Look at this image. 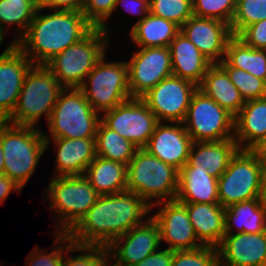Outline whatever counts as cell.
<instances>
[{
	"instance_id": "obj_36",
	"label": "cell",
	"mask_w": 266,
	"mask_h": 266,
	"mask_svg": "<svg viewBox=\"0 0 266 266\" xmlns=\"http://www.w3.org/2000/svg\"><path fill=\"white\" fill-rule=\"evenodd\" d=\"M149 12L181 27L193 16L192 0H149Z\"/></svg>"
},
{
	"instance_id": "obj_20",
	"label": "cell",
	"mask_w": 266,
	"mask_h": 266,
	"mask_svg": "<svg viewBox=\"0 0 266 266\" xmlns=\"http://www.w3.org/2000/svg\"><path fill=\"white\" fill-rule=\"evenodd\" d=\"M217 250L223 266H266V231L225 234Z\"/></svg>"
},
{
	"instance_id": "obj_7",
	"label": "cell",
	"mask_w": 266,
	"mask_h": 266,
	"mask_svg": "<svg viewBox=\"0 0 266 266\" xmlns=\"http://www.w3.org/2000/svg\"><path fill=\"white\" fill-rule=\"evenodd\" d=\"M51 179L46 191L48 199L44 201L50 200V209L58 213L56 233H68L96 203L100 194L84 175L52 176Z\"/></svg>"
},
{
	"instance_id": "obj_37",
	"label": "cell",
	"mask_w": 266,
	"mask_h": 266,
	"mask_svg": "<svg viewBox=\"0 0 266 266\" xmlns=\"http://www.w3.org/2000/svg\"><path fill=\"white\" fill-rule=\"evenodd\" d=\"M245 101L266 97V82L242 69L222 67Z\"/></svg>"
},
{
	"instance_id": "obj_28",
	"label": "cell",
	"mask_w": 266,
	"mask_h": 266,
	"mask_svg": "<svg viewBox=\"0 0 266 266\" xmlns=\"http://www.w3.org/2000/svg\"><path fill=\"white\" fill-rule=\"evenodd\" d=\"M224 223L225 234H232L236 228V233H263L266 231V204L260 198L232 204L225 208Z\"/></svg>"
},
{
	"instance_id": "obj_40",
	"label": "cell",
	"mask_w": 266,
	"mask_h": 266,
	"mask_svg": "<svg viewBox=\"0 0 266 266\" xmlns=\"http://www.w3.org/2000/svg\"><path fill=\"white\" fill-rule=\"evenodd\" d=\"M115 3L116 0H84L81 11L94 27H99L109 34L106 23L114 13Z\"/></svg>"
},
{
	"instance_id": "obj_15",
	"label": "cell",
	"mask_w": 266,
	"mask_h": 266,
	"mask_svg": "<svg viewBox=\"0 0 266 266\" xmlns=\"http://www.w3.org/2000/svg\"><path fill=\"white\" fill-rule=\"evenodd\" d=\"M162 206L151 215L160 229V243H167L169 250H192L203 246L189 220L187 206L179 201H163L151 206Z\"/></svg>"
},
{
	"instance_id": "obj_49",
	"label": "cell",
	"mask_w": 266,
	"mask_h": 266,
	"mask_svg": "<svg viewBox=\"0 0 266 266\" xmlns=\"http://www.w3.org/2000/svg\"><path fill=\"white\" fill-rule=\"evenodd\" d=\"M0 174H4V154L0 146Z\"/></svg>"
},
{
	"instance_id": "obj_12",
	"label": "cell",
	"mask_w": 266,
	"mask_h": 266,
	"mask_svg": "<svg viewBox=\"0 0 266 266\" xmlns=\"http://www.w3.org/2000/svg\"><path fill=\"white\" fill-rule=\"evenodd\" d=\"M101 122L142 149L154 133L158 120L141 98H131L104 112Z\"/></svg>"
},
{
	"instance_id": "obj_11",
	"label": "cell",
	"mask_w": 266,
	"mask_h": 266,
	"mask_svg": "<svg viewBox=\"0 0 266 266\" xmlns=\"http://www.w3.org/2000/svg\"><path fill=\"white\" fill-rule=\"evenodd\" d=\"M183 125L193 142L234 139V116L199 89L191 98Z\"/></svg>"
},
{
	"instance_id": "obj_6",
	"label": "cell",
	"mask_w": 266,
	"mask_h": 266,
	"mask_svg": "<svg viewBox=\"0 0 266 266\" xmlns=\"http://www.w3.org/2000/svg\"><path fill=\"white\" fill-rule=\"evenodd\" d=\"M63 89L45 65H33L25 76L17 105L6 121L14 125L37 127V121L43 115L48 123Z\"/></svg>"
},
{
	"instance_id": "obj_26",
	"label": "cell",
	"mask_w": 266,
	"mask_h": 266,
	"mask_svg": "<svg viewBox=\"0 0 266 266\" xmlns=\"http://www.w3.org/2000/svg\"><path fill=\"white\" fill-rule=\"evenodd\" d=\"M176 200L181 203H219L218 179L207 169L182 167Z\"/></svg>"
},
{
	"instance_id": "obj_43",
	"label": "cell",
	"mask_w": 266,
	"mask_h": 266,
	"mask_svg": "<svg viewBox=\"0 0 266 266\" xmlns=\"http://www.w3.org/2000/svg\"><path fill=\"white\" fill-rule=\"evenodd\" d=\"M39 9L81 11L84 0H36Z\"/></svg>"
},
{
	"instance_id": "obj_38",
	"label": "cell",
	"mask_w": 266,
	"mask_h": 266,
	"mask_svg": "<svg viewBox=\"0 0 266 266\" xmlns=\"http://www.w3.org/2000/svg\"><path fill=\"white\" fill-rule=\"evenodd\" d=\"M237 0H192L193 16L212 18L231 25Z\"/></svg>"
},
{
	"instance_id": "obj_32",
	"label": "cell",
	"mask_w": 266,
	"mask_h": 266,
	"mask_svg": "<svg viewBox=\"0 0 266 266\" xmlns=\"http://www.w3.org/2000/svg\"><path fill=\"white\" fill-rule=\"evenodd\" d=\"M37 9L36 0H0V30L6 35L7 26L17 25L15 44L26 33Z\"/></svg>"
},
{
	"instance_id": "obj_2",
	"label": "cell",
	"mask_w": 266,
	"mask_h": 266,
	"mask_svg": "<svg viewBox=\"0 0 266 266\" xmlns=\"http://www.w3.org/2000/svg\"><path fill=\"white\" fill-rule=\"evenodd\" d=\"M50 11L42 15L38 8L26 33L15 43L34 65H45L94 28L82 11Z\"/></svg>"
},
{
	"instance_id": "obj_23",
	"label": "cell",
	"mask_w": 266,
	"mask_h": 266,
	"mask_svg": "<svg viewBox=\"0 0 266 266\" xmlns=\"http://www.w3.org/2000/svg\"><path fill=\"white\" fill-rule=\"evenodd\" d=\"M238 150V144L234 139L193 142L188 162L183 167L207 169L209 175L218 179L225 172L231 158Z\"/></svg>"
},
{
	"instance_id": "obj_16",
	"label": "cell",
	"mask_w": 266,
	"mask_h": 266,
	"mask_svg": "<svg viewBox=\"0 0 266 266\" xmlns=\"http://www.w3.org/2000/svg\"><path fill=\"white\" fill-rule=\"evenodd\" d=\"M160 244L159 226L152 216H149L145 222L116 238L107 248L111 259L118 265L135 266L157 251Z\"/></svg>"
},
{
	"instance_id": "obj_44",
	"label": "cell",
	"mask_w": 266,
	"mask_h": 266,
	"mask_svg": "<svg viewBox=\"0 0 266 266\" xmlns=\"http://www.w3.org/2000/svg\"><path fill=\"white\" fill-rule=\"evenodd\" d=\"M120 4L129 14L141 16L135 23L142 21L149 13V0H116L114 12Z\"/></svg>"
},
{
	"instance_id": "obj_24",
	"label": "cell",
	"mask_w": 266,
	"mask_h": 266,
	"mask_svg": "<svg viewBox=\"0 0 266 266\" xmlns=\"http://www.w3.org/2000/svg\"><path fill=\"white\" fill-rule=\"evenodd\" d=\"M198 240L217 247L225 235V208L219 203H183Z\"/></svg>"
},
{
	"instance_id": "obj_51",
	"label": "cell",
	"mask_w": 266,
	"mask_h": 266,
	"mask_svg": "<svg viewBox=\"0 0 266 266\" xmlns=\"http://www.w3.org/2000/svg\"><path fill=\"white\" fill-rule=\"evenodd\" d=\"M109 260L103 265V266H110L111 264H109ZM111 266H120V265H118L116 262L113 264V265H111Z\"/></svg>"
},
{
	"instance_id": "obj_50",
	"label": "cell",
	"mask_w": 266,
	"mask_h": 266,
	"mask_svg": "<svg viewBox=\"0 0 266 266\" xmlns=\"http://www.w3.org/2000/svg\"><path fill=\"white\" fill-rule=\"evenodd\" d=\"M4 38H5V34L0 30V45L3 44L2 42H4L3 41Z\"/></svg>"
},
{
	"instance_id": "obj_17",
	"label": "cell",
	"mask_w": 266,
	"mask_h": 266,
	"mask_svg": "<svg viewBox=\"0 0 266 266\" xmlns=\"http://www.w3.org/2000/svg\"><path fill=\"white\" fill-rule=\"evenodd\" d=\"M34 64L12 42L0 54V121L13 113L29 69Z\"/></svg>"
},
{
	"instance_id": "obj_27",
	"label": "cell",
	"mask_w": 266,
	"mask_h": 266,
	"mask_svg": "<svg viewBox=\"0 0 266 266\" xmlns=\"http://www.w3.org/2000/svg\"><path fill=\"white\" fill-rule=\"evenodd\" d=\"M198 89L234 117L246 102L237 87L229 79L227 72L218 63H214L209 67Z\"/></svg>"
},
{
	"instance_id": "obj_22",
	"label": "cell",
	"mask_w": 266,
	"mask_h": 266,
	"mask_svg": "<svg viewBox=\"0 0 266 266\" xmlns=\"http://www.w3.org/2000/svg\"><path fill=\"white\" fill-rule=\"evenodd\" d=\"M168 47L173 76L189 80L199 86L213 63L181 31Z\"/></svg>"
},
{
	"instance_id": "obj_13",
	"label": "cell",
	"mask_w": 266,
	"mask_h": 266,
	"mask_svg": "<svg viewBox=\"0 0 266 266\" xmlns=\"http://www.w3.org/2000/svg\"><path fill=\"white\" fill-rule=\"evenodd\" d=\"M198 86L176 76L160 81L141 97L158 122L183 123L193 94Z\"/></svg>"
},
{
	"instance_id": "obj_5",
	"label": "cell",
	"mask_w": 266,
	"mask_h": 266,
	"mask_svg": "<svg viewBox=\"0 0 266 266\" xmlns=\"http://www.w3.org/2000/svg\"><path fill=\"white\" fill-rule=\"evenodd\" d=\"M109 35L94 27L84 38L55 55L45 66L63 88H79L107 53Z\"/></svg>"
},
{
	"instance_id": "obj_18",
	"label": "cell",
	"mask_w": 266,
	"mask_h": 266,
	"mask_svg": "<svg viewBox=\"0 0 266 266\" xmlns=\"http://www.w3.org/2000/svg\"><path fill=\"white\" fill-rule=\"evenodd\" d=\"M180 31L213 64L225 58L228 41L233 37L229 24L217 19L191 16Z\"/></svg>"
},
{
	"instance_id": "obj_42",
	"label": "cell",
	"mask_w": 266,
	"mask_h": 266,
	"mask_svg": "<svg viewBox=\"0 0 266 266\" xmlns=\"http://www.w3.org/2000/svg\"><path fill=\"white\" fill-rule=\"evenodd\" d=\"M237 37L249 47L266 50V19L247 26Z\"/></svg>"
},
{
	"instance_id": "obj_3",
	"label": "cell",
	"mask_w": 266,
	"mask_h": 266,
	"mask_svg": "<svg viewBox=\"0 0 266 266\" xmlns=\"http://www.w3.org/2000/svg\"><path fill=\"white\" fill-rule=\"evenodd\" d=\"M0 146L4 154V174L23 189L46 151L40 127L0 121Z\"/></svg>"
},
{
	"instance_id": "obj_19",
	"label": "cell",
	"mask_w": 266,
	"mask_h": 266,
	"mask_svg": "<svg viewBox=\"0 0 266 266\" xmlns=\"http://www.w3.org/2000/svg\"><path fill=\"white\" fill-rule=\"evenodd\" d=\"M192 144L193 140L183 123L158 122L143 149L180 171L188 162Z\"/></svg>"
},
{
	"instance_id": "obj_8",
	"label": "cell",
	"mask_w": 266,
	"mask_h": 266,
	"mask_svg": "<svg viewBox=\"0 0 266 266\" xmlns=\"http://www.w3.org/2000/svg\"><path fill=\"white\" fill-rule=\"evenodd\" d=\"M101 116L79 88H64L48 121L51 138H95Z\"/></svg>"
},
{
	"instance_id": "obj_31",
	"label": "cell",
	"mask_w": 266,
	"mask_h": 266,
	"mask_svg": "<svg viewBox=\"0 0 266 266\" xmlns=\"http://www.w3.org/2000/svg\"><path fill=\"white\" fill-rule=\"evenodd\" d=\"M218 64L242 69L266 82V50L249 47L237 36L228 41L225 58Z\"/></svg>"
},
{
	"instance_id": "obj_48",
	"label": "cell",
	"mask_w": 266,
	"mask_h": 266,
	"mask_svg": "<svg viewBox=\"0 0 266 266\" xmlns=\"http://www.w3.org/2000/svg\"><path fill=\"white\" fill-rule=\"evenodd\" d=\"M259 198L266 204V160H262L260 196Z\"/></svg>"
},
{
	"instance_id": "obj_35",
	"label": "cell",
	"mask_w": 266,
	"mask_h": 266,
	"mask_svg": "<svg viewBox=\"0 0 266 266\" xmlns=\"http://www.w3.org/2000/svg\"><path fill=\"white\" fill-rule=\"evenodd\" d=\"M266 19V0H237L231 21L233 36H238L247 26Z\"/></svg>"
},
{
	"instance_id": "obj_45",
	"label": "cell",
	"mask_w": 266,
	"mask_h": 266,
	"mask_svg": "<svg viewBox=\"0 0 266 266\" xmlns=\"http://www.w3.org/2000/svg\"><path fill=\"white\" fill-rule=\"evenodd\" d=\"M173 260V250L168 248L155 251L135 266H171Z\"/></svg>"
},
{
	"instance_id": "obj_34",
	"label": "cell",
	"mask_w": 266,
	"mask_h": 266,
	"mask_svg": "<svg viewBox=\"0 0 266 266\" xmlns=\"http://www.w3.org/2000/svg\"><path fill=\"white\" fill-rule=\"evenodd\" d=\"M53 232L56 237L55 242H53L55 243L56 248L46 254L44 250H38V246H36V248H33V251L27 256L26 266H62L63 256L66 253L69 255L71 252H80V245L74 244L67 233ZM63 244H66V246H63ZM63 252L65 254H63Z\"/></svg>"
},
{
	"instance_id": "obj_47",
	"label": "cell",
	"mask_w": 266,
	"mask_h": 266,
	"mask_svg": "<svg viewBox=\"0 0 266 266\" xmlns=\"http://www.w3.org/2000/svg\"><path fill=\"white\" fill-rule=\"evenodd\" d=\"M251 151L261 160H266V136H264Z\"/></svg>"
},
{
	"instance_id": "obj_9",
	"label": "cell",
	"mask_w": 266,
	"mask_h": 266,
	"mask_svg": "<svg viewBox=\"0 0 266 266\" xmlns=\"http://www.w3.org/2000/svg\"><path fill=\"white\" fill-rule=\"evenodd\" d=\"M97 63L79 87L91 107L99 114L131 99L126 61Z\"/></svg>"
},
{
	"instance_id": "obj_25",
	"label": "cell",
	"mask_w": 266,
	"mask_h": 266,
	"mask_svg": "<svg viewBox=\"0 0 266 266\" xmlns=\"http://www.w3.org/2000/svg\"><path fill=\"white\" fill-rule=\"evenodd\" d=\"M266 136V97L247 100L234 117V140L239 149L251 150Z\"/></svg>"
},
{
	"instance_id": "obj_33",
	"label": "cell",
	"mask_w": 266,
	"mask_h": 266,
	"mask_svg": "<svg viewBox=\"0 0 266 266\" xmlns=\"http://www.w3.org/2000/svg\"><path fill=\"white\" fill-rule=\"evenodd\" d=\"M98 157L128 165L138 149L129 140L107 128L101 121L95 136Z\"/></svg>"
},
{
	"instance_id": "obj_30",
	"label": "cell",
	"mask_w": 266,
	"mask_h": 266,
	"mask_svg": "<svg viewBox=\"0 0 266 266\" xmlns=\"http://www.w3.org/2000/svg\"><path fill=\"white\" fill-rule=\"evenodd\" d=\"M179 32L180 27L174 22L149 12L142 21L133 24L129 35L139 48L168 47Z\"/></svg>"
},
{
	"instance_id": "obj_29",
	"label": "cell",
	"mask_w": 266,
	"mask_h": 266,
	"mask_svg": "<svg viewBox=\"0 0 266 266\" xmlns=\"http://www.w3.org/2000/svg\"><path fill=\"white\" fill-rule=\"evenodd\" d=\"M84 176L100 195L127 190V165L96 157L86 168Z\"/></svg>"
},
{
	"instance_id": "obj_21",
	"label": "cell",
	"mask_w": 266,
	"mask_h": 266,
	"mask_svg": "<svg viewBox=\"0 0 266 266\" xmlns=\"http://www.w3.org/2000/svg\"><path fill=\"white\" fill-rule=\"evenodd\" d=\"M44 137L46 149L53 140L58 151L55 177L84 175L88 165L97 157L95 138H50L47 134Z\"/></svg>"
},
{
	"instance_id": "obj_10",
	"label": "cell",
	"mask_w": 266,
	"mask_h": 266,
	"mask_svg": "<svg viewBox=\"0 0 266 266\" xmlns=\"http://www.w3.org/2000/svg\"><path fill=\"white\" fill-rule=\"evenodd\" d=\"M262 160L251 150L239 149L218 178L219 204L228 206L260 196Z\"/></svg>"
},
{
	"instance_id": "obj_1",
	"label": "cell",
	"mask_w": 266,
	"mask_h": 266,
	"mask_svg": "<svg viewBox=\"0 0 266 266\" xmlns=\"http://www.w3.org/2000/svg\"><path fill=\"white\" fill-rule=\"evenodd\" d=\"M151 210V205L132 191L100 195L67 234L77 245L108 247L116 238L145 222Z\"/></svg>"
},
{
	"instance_id": "obj_4",
	"label": "cell",
	"mask_w": 266,
	"mask_h": 266,
	"mask_svg": "<svg viewBox=\"0 0 266 266\" xmlns=\"http://www.w3.org/2000/svg\"><path fill=\"white\" fill-rule=\"evenodd\" d=\"M179 187V170L137 149L127 165V190L139 195L151 206L175 200ZM154 200L153 202L150 200Z\"/></svg>"
},
{
	"instance_id": "obj_41",
	"label": "cell",
	"mask_w": 266,
	"mask_h": 266,
	"mask_svg": "<svg viewBox=\"0 0 266 266\" xmlns=\"http://www.w3.org/2000/svg\"><path fill=\"white\" fill-rule=\"evenodd\" d=\"M80 251H86L88 253L64 257L62 266H103L108 259L112 261L110 252L106 246L80 245Z\"/></svg>"
},
{
	"instance_id": "obj_46",
	"label": "cell",
	"mask_w": 266,
	"mask_h": 266,
	"mask_svg": "<svg viewBox=\"0 0 266 266\" xmlns=\"http://www.w3.org/2000/svg\"><path fill=\"white\" fill-rule=\"evenodd\" d=\"M21 190L23 189L8 176L5 174H0V204L4 203L11 191H17L21 193Z\"/></svg>"
},
{
	"instance_id": "obj_39",
	"label": "cell",
	"mask_w": 266,
	"mask_h": 266,
	"mask_svg": "<svg viewBox=\"0 0 266 266\" xmlns=\"http://www.w3.org/2000/svg\"><path fill=\"white\" fill-rule=\"evenodd\" d=\"M218 263L217 247L203 245L192 250L173 251L171 266H216Z\"/></svg>"
},
{
	"instance_id": "obj_14",
	"label": "cell",
	"mask_w": 266,
	"mask_h": 266,
	"mask_svg": "<svg viewBox=\"0 0 266 266\" xmlns=\"http://www.w3.org/2000/svg\"><path fill=\"white\" fill-rule=\"evenodd\" d=\"M126 62L132 98H141L160 81L173 75L169 47L140 48Z\"/></svg>"
}]
</instances>
